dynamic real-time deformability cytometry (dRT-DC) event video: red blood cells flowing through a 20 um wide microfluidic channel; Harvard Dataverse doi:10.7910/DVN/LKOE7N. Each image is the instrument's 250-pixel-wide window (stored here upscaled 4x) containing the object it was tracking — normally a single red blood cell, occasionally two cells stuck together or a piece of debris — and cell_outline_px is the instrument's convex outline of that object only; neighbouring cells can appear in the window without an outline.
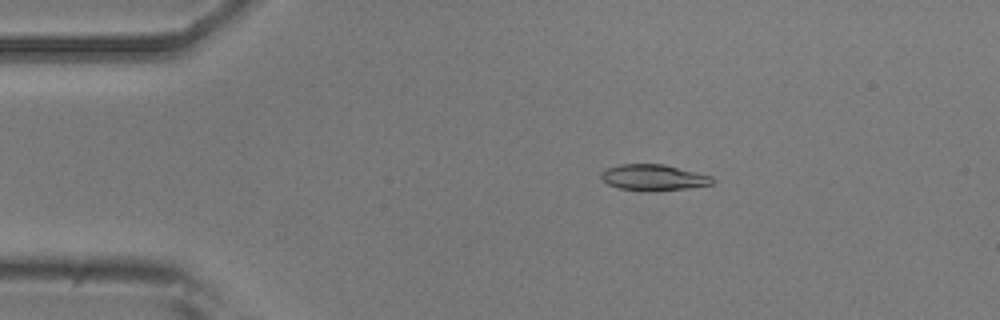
{"species": "common noctule bat (a hibernating species)", "species_latin": "Nyctalus noctula", "temperature_condition": "room temperature", "stored_images_in_passage": 4, "camera_frame_rate_fps": 3000, "um_per_image_px": 0.085, "animal": {"sex": "male", "body_mass_g": 20.5, "forearm_length_mm": 52.5}, "frame": {"image": 1, "passage_image": 3, "time_ms": 2.333, "image_size_px": [1000, 320], "cell_outline_px": [[716, 180], [712, 184], [688, 188], [620, 188], [608, 184], [600, 176], [600, 172], [608, 168], [620, 164], [664, 164], [712, 176]], "centroid_in_image_um": [55.57, 15.03], "position_along_channel_um": 29.4, "area_um2": 15.95}}